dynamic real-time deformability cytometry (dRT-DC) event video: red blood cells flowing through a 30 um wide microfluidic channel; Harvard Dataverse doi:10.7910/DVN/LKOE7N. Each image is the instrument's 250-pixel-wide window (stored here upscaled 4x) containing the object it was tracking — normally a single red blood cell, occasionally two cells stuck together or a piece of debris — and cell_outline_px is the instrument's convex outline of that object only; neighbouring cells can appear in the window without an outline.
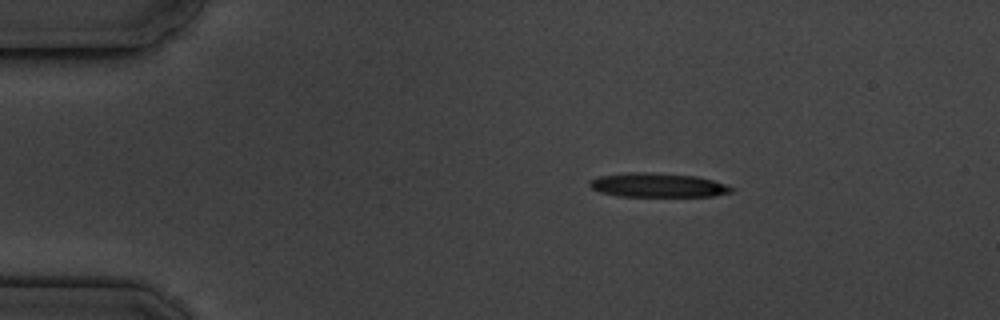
{"species": "common noctule bat (a hibernating species)", "species_latin": "Nyctalus noctula", "temperature_condition": "cold", "stored_images_in_passage": 4, "camera_frame_rate_fps": 3000, "um_per_image_px": 0.085, "animal": {"sex": "male", "body_mass_g": 19.5, "forearm_length_mm": 54.6}, "frame": {"image": 1, "passage_image": 2, "time_ms": 1.0, "image_size_px": [1000, 320], "cell_outline_px": [[732, 192], [712, 196], [620, 196], [600, 192], [592, 188], [588, 184], [588, 180], [600, 176], [628, 172], [644, 172], [696, 176], [712, 180], [724, 184], [732, 188]], "centroid_in_image_um": [55.86, 15.73], "position_along_channel_um": 29.1, "area_um2": 19.71}}